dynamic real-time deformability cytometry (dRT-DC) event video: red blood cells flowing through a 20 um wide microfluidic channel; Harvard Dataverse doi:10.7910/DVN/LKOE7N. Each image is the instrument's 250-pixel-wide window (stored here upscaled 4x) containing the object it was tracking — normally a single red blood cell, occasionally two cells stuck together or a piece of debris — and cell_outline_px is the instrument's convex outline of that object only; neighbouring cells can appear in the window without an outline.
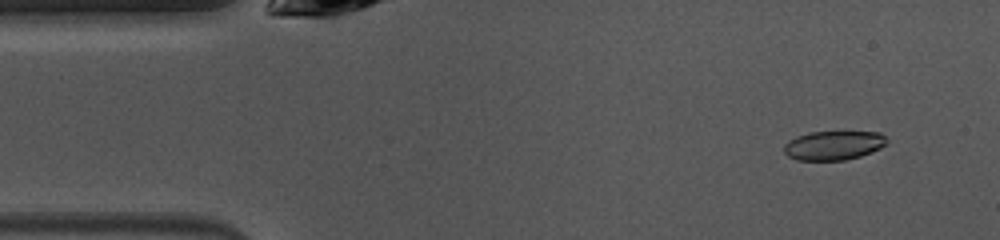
{"species": "common noctule bat (a hibernating species)", "species_latin": "Nyctalus noctula", "temperature_condition": "warm", "stored_images_in_passage": 46, "camera_frame_rate_fps": 3000, "um_per_image_px": 0.085, "animal": {"sex": "female", "body_mass_g": 10.0, "forearm_length_mm": 53.1}, "frame": {"image": 1, "passage_image": 2, "time_ms": 0.333, "image_size_px": [1000, 240], "cell_outline_px": [[888, 140], [880, 148], [860, 156], [844, 160], [796, 160], [788, 156], [784, 152], [784, 144], [788, 140], [796, 136], [808, 132], [880, 132]], "centroid_in_image_um": [70.81, 12.35], "position_along_channel_um": 14.2, "area_um2": 17.4}}
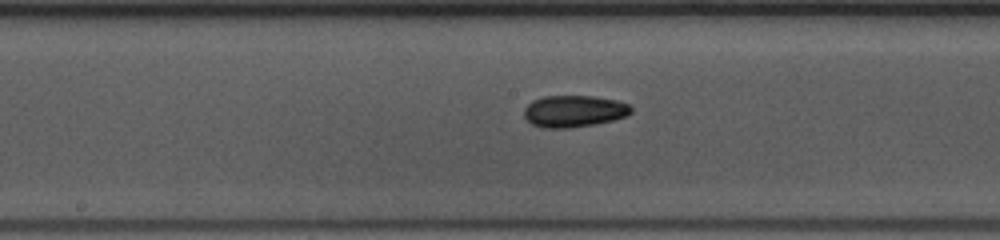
{"frame": {"image": 2, "passage_image": 21, "time_ms": 6.667, "image_size_px": [1000, 240], "cell_outline_px": [[632, 112], [628, 116], [596, 124], [568, 128], [544, 128], [532, 124], [524, 116], [524, 108], [532, 100], [544, 96], [592, 96], [616, 100], [628, 104], [632, 108]], "centroid_in_image_um": [48.79, 9.45], "position_along_channel_um": 199.4, "area_um2": 19.88}}
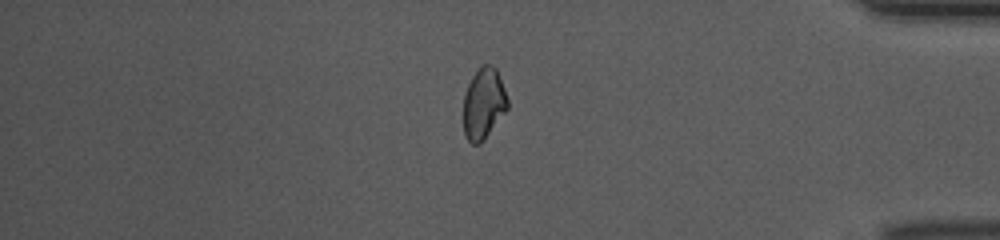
{"frame": {"image": 3, "passage_image": 38, "time_ms": 12.333, "image_size_px": [1000, 240], "cell_outline_px": [[508, 108], [484, 140], [480, 144], [472, 144], [464, 136], [464, 96], [468, 84], [472, 76], [484, 64], [492, 64], [496, 68], [504, 88], [508, 100]], "centroid_in_image_um": [41.11, 8.82], "position_along_channel_um": 394.1, "area_um2": 18.21}}